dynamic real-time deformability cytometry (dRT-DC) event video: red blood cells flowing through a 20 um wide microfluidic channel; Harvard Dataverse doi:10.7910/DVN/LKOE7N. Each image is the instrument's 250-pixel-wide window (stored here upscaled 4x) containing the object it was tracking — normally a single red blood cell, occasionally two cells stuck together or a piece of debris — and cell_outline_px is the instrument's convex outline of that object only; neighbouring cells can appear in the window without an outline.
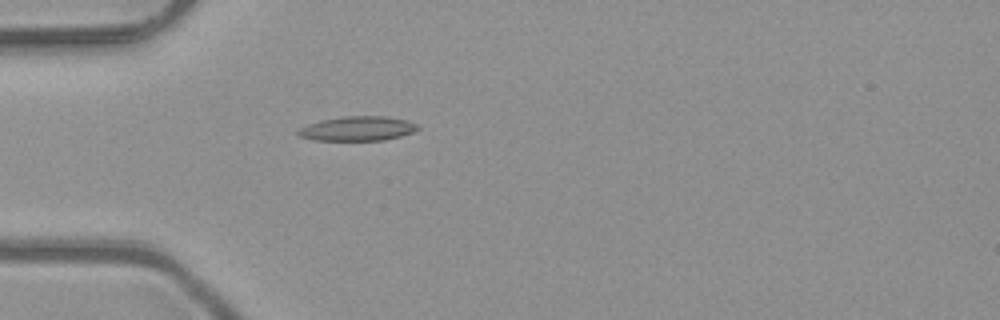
{"species": "common noctule bat (a hibernating species)", "species_latin": "Nyctalus noctula", "temperature_condition": "room temperature", "stored_images_in_passage": 4, "camera_frame_rate_fps": 3000, "um_per_image_px": 0.085, "animal": {"sex": "male", "body_mass_g": 23.1, "forearm_length_mm": 52.7}, "frame": {"image": 1, "passage_image": 4, "time_ms": 1.0, "image_size_px": [1000, 320], "cell_outline_px": [[420, 128], [412, 132], [400, 136], [384, 140], [316, 140], [300, 136], [296, 132], [300, 128], [308, 124], [320, 120], [344, 116], [388, 116], [408, 120], [416, 124]], "centroid_in_image_um": [30.41, 10.92], "position_along_channel_um": 54.6, "area_um2": 16.99}}